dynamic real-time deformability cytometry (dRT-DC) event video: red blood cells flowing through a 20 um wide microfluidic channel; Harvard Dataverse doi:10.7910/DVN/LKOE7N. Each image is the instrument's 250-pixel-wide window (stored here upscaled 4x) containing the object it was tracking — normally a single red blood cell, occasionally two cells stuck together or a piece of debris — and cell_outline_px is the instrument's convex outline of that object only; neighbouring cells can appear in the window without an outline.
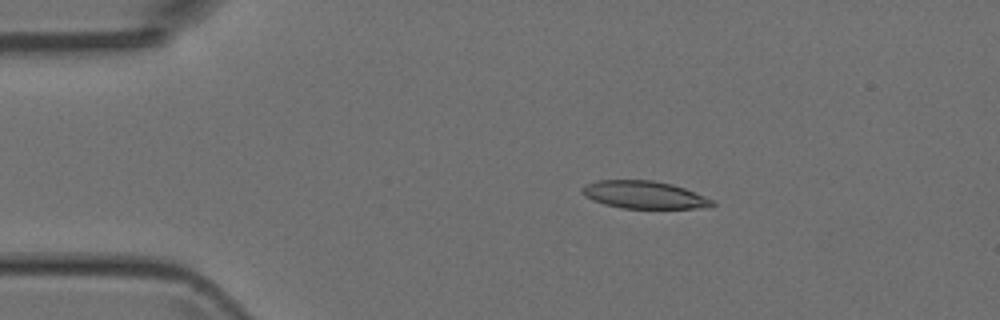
{"species": "Egyptian fruit bat (a non-hibernating species)", "species_latin": "Rousettus aegyptiacus", "temperature_condition": "room temperature", "stored_images_in_passage": 6, "camera_frame_rate_fps": 3000, "um_per_image_px": 0.085, "animal": {"sex": "female"}, "frame": {"image": 1, "passage_image": 3, "time_ms": 2.333, "image_size_px": [1000, 320], "cell_outline_px": [[716, 204], [712, 208], [620, 208], [604, 204], [592, 200], [584, 196], [580, 192], [580, 188], [588, 184], [600, 180], [652, 180], [672, 184], [684, 188], [704, 196], [712, 200]], "centroid_in_image_um": [54.75, 16.57], "position_along_channel_um": 30.3, "area_um2": 20.98}}
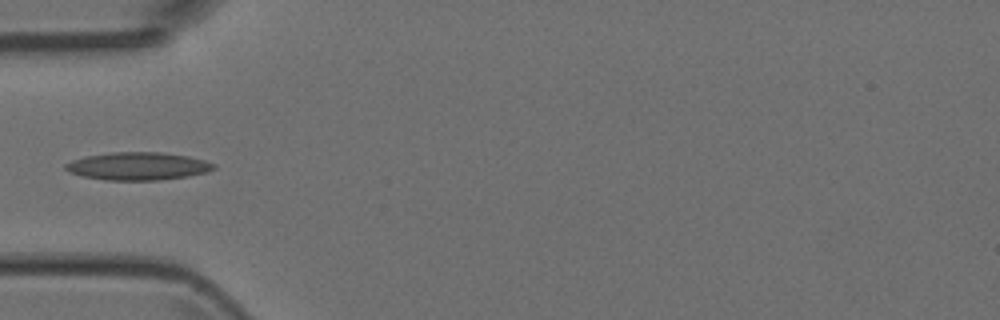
{"frame": {"image": 2, "passage_image": 5, "time_ms": 4.667, "image_size_px": [1000, 320], "cell_outline_px": [[216, 168], [208, 172], [188, 176], [160, 180], [104, 180], [84, 176], [68, 172], [64, 168], [64, 164], [72, 160], [88, 156], [112, 152], [160, 152], [188, 156], [204, 160], [216, 164]], "centroid_in_image_um": [11.74, 14.12], "position_along_channel_um": 73.3, "area_um2": 24.04}}
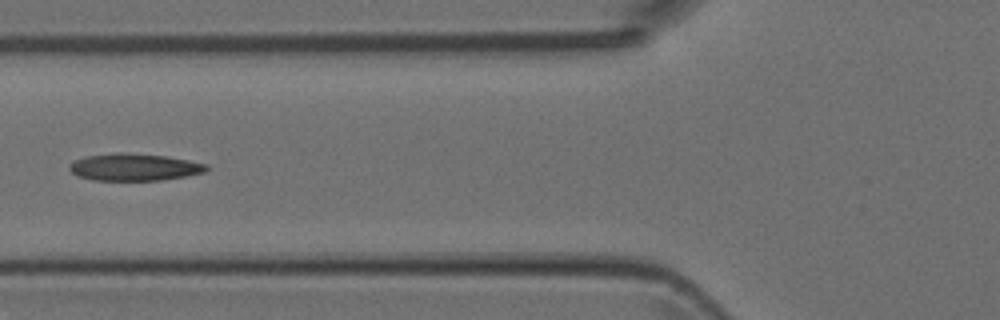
{"frame": {"image": 3, "passage_image": 6, "time_ms": 5.667, "image_size_px": [1000, 320], "cell_outline_px": [[208, 168], [204, 172], [184, 176], [160, 180], [92, 180], [80, 176], [72, 172], [68, 168], [68, 164], [76, 160], [88, 156], [168, 156], [208, 164]], "centroid_in_image_um": [11.46, 14.26], "position_along_channel_um": 114.3, "area_um2": 20.29}}